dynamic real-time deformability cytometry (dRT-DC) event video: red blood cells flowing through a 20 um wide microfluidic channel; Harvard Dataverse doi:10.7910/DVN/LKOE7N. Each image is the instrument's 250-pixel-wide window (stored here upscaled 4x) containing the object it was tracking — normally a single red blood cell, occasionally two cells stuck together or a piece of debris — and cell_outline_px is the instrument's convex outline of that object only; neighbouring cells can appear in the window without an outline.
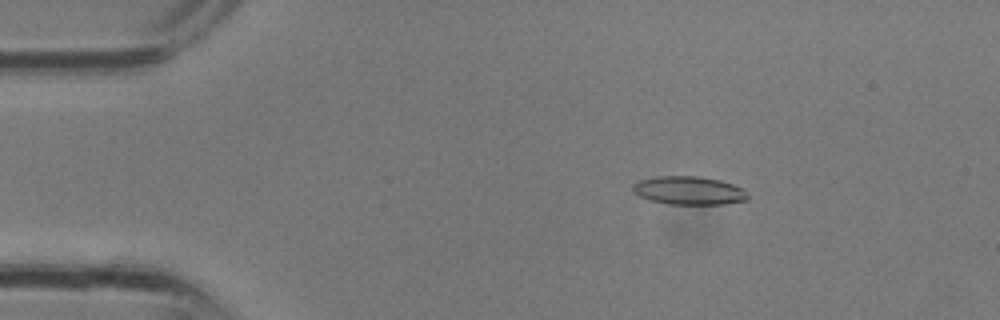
{"species": "common noctule bat (a hibernating species)", "species_latin": "Nyctalus noctula", "temperature_condition": "room temperature", "stored_images_in_passage": 11, "camera_frame_rate_fps": 3000, "um_per_image_px": 0.085, "animal": {"sex": "male", "body_mass_g": 13.3}, "frame": {"image": 1, "passage_image": 6, "time_ms": 1.667, "image_size_px": [1000, 320], "cell_outline_px": [[748, 200], [724, 204], [668, 204], [652, 200], [640, 196], [632, 192], [632, 184], [640, 180], [656, 176], [700, 176], [720, 180], [732, 184], [740, 188], [748, 196]], "centroid_in_image_um": [58.52, 16.19], "position_along_channel_um": 26.5, "area_um2": 18.9}}